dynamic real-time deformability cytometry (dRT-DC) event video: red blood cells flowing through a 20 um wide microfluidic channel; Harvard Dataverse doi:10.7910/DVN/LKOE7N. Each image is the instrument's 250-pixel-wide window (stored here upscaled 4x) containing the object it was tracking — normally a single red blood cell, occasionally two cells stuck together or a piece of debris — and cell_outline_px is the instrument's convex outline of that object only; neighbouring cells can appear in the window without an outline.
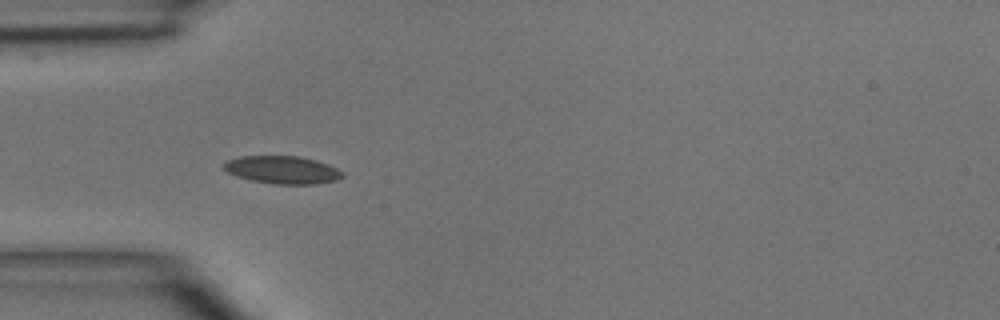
{"species": "common noctule bat (a hibernating species)", "species_latin": "Nyctalus noctula", "temperature_condition": "room temperature", "stored_images_in_passage": 6, "camera_frame_rate_fps": 3000, "um_per_image_px": 0.085, "animal": {"sex": "male", "body_mass_g": 15.6}, "frame": {"image": 1, "passage_image": 4, "time_ms": 3.333, "image_size_px": [1000, 320], "cell_outline_px": [[344, 176], [336, 180], [316, 184], [272, 184], [252, 180], [236, 176], [228, 172], [224, 168], [224, 160], [240, 156], [300, 156], [316, 160], [328, 164], [344, 172]], "centroid_in_image_um": [24.01, 14.43], "position_along_channel_um": 61.0, "area_um2": 19.31}}
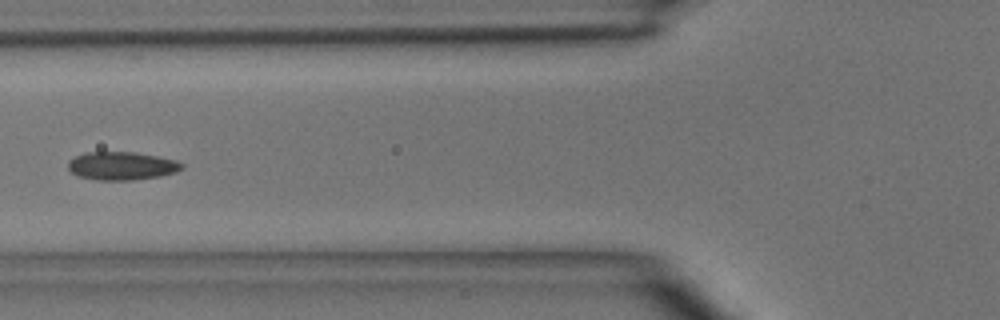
{"frame": {"image": 2, "passage_image": 5, "time_ms": 4.667, "image_size_px": [1000, 320], "cell_outline_px": [[184, 168], [176, 172], [160, 176], [132, 180], [96, 180], [76, 176], [68, 168], [68, 160], [84, 152], [136, 152], [176, 160], [184, 164]], "centroid_in_image_um": [10.34, 14.1], "position_along_channel_um": 115.5, "area_um2": 18.84}}